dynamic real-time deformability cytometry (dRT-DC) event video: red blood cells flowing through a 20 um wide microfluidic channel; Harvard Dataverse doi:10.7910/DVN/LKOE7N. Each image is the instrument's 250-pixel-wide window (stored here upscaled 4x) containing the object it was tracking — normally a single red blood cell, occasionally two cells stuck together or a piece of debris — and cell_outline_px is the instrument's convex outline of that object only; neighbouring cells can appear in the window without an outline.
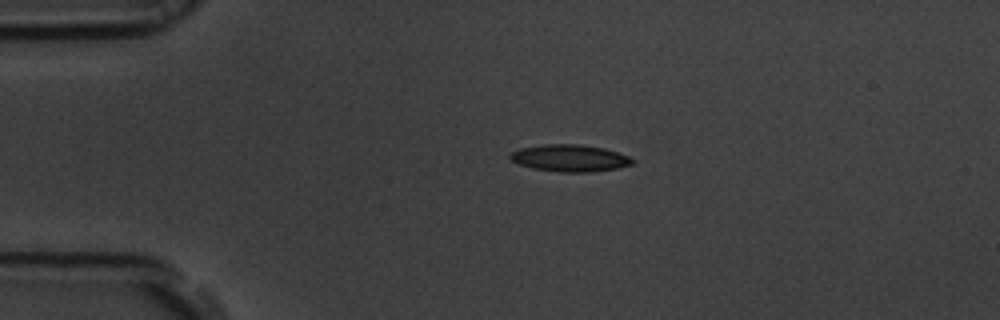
{"species": "common noctule bat (a hibernating species)", "species_latin": "Nyctalus noctula", "temperature_condition": "room temperature", "stored_images_in_passage": 44, "camera_frame_rate_fps": 3000, "um_per_image_px": 0.085, "animal": {"sex": "male", "body_mass_g": 19.5, "forearm_length_mm": 54.6}, "frame": {"image": 1, "passage_image": 1, "time_ms": 0.0, "image_size_px": [1000, 320], "cell_outline_px": [[636, 160], [632, 164], [616, 168], [592, 172], [560, 172], [532, 168], [520, 164], [512, 160], [508, 156], [512, 152], [520, 148], [544, 144], [580, 144], [604, 148], [628, 156]], "centroid_in_image_um": [48.44, 13.43], "position_along_channel_um": 36.6, "area_um2": 19.13}}
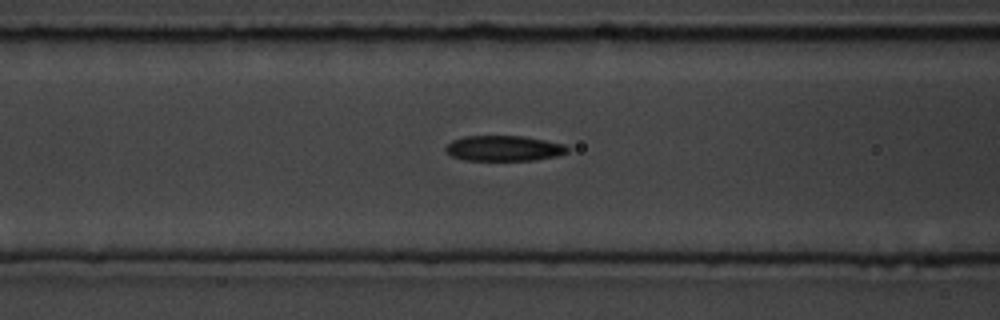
{"frame": {"image": 2, "passage_image": 11, "time_ms": 3.333, "image_size_px": [1000, 320], "cell_outline_px": [[568, 152], [556, 156], [532, 160], [464, 160], [452, 156], [444, 148], [452, 140], [464, 136], [524, 136], [564, 144], [568, 148]], "centroid_in_image_um": [42.81, 12.6], "position_along_channel_um": 123.8, "area_um2": 17.92}}
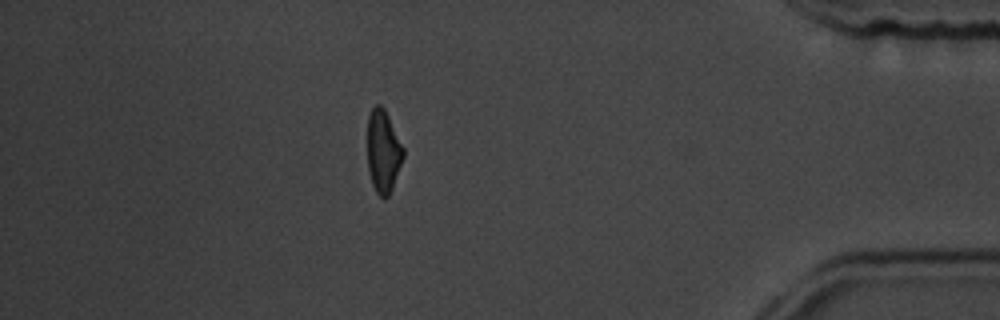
{"frame": {"image": 3, "passage_image": 37, "time_ms": 12.0, "image_size_px": [1000, 320], "cell_outline_px": [[404, 156], [392, 188], [388, 196], [384, 200], [376, 192], [372, 184], [368, 168], [368, 116], [372, 108], [376, 104], [380, 104], [384, 108], [404, 148]], "centroid_in_image_um": [32.57, 12.87], "position_along_channel_um": 402.6, "area_um2": 17.17}, "authors_computed_cell_mechanics": {"area_um2": 18.4093, "velocity_mm_per_s": 3.717, "shape_relaxation_time_tau1_ms": 4.4326, "shape_relaxation_time_tau2_ms": 2.528, "deformation_change_tau1": 0.1643, "deformation_change_tau2": 0.0966}}